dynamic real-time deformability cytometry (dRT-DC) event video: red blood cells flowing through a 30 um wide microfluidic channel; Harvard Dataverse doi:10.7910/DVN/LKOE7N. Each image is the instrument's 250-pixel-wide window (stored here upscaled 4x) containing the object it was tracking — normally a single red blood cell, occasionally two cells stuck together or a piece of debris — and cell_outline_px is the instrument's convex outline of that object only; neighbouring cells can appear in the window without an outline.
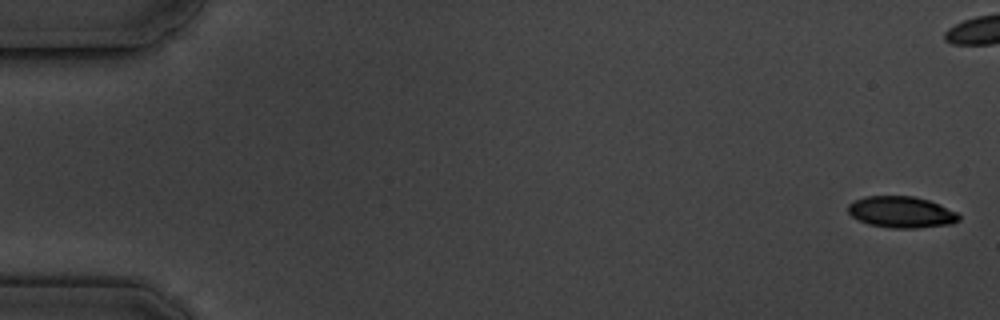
{"species": "common noctule bat (a hibernating species)", "species_latin": "Nyctalus noctula", "temperature_condition": "cold", "stored_images_in_passage": 18, "camera_frame_rate_fps": 3000, "um_per_image_px": 0.085, "animal": {"sex": "male", "body_mass_g": 19.5, "forearm_length_mm": 54.6}, "frame": {"image": 1, "passage_image": 1, "time_ms": 0.0, "image_size_px": [1000, 320], "cell_outline_px": [[960, 220], [952, 224], [920, 228], [892, 228], [868, 224], [852, 216], [848, 212], [848, 204], [864, 196], [912, 196], [928, 200], [956, 212], [960, 216]], "centroid_in_image_um": [76.61, 18.03], "position_along_channel_um": 8.4, "area_um2": 20.17}}
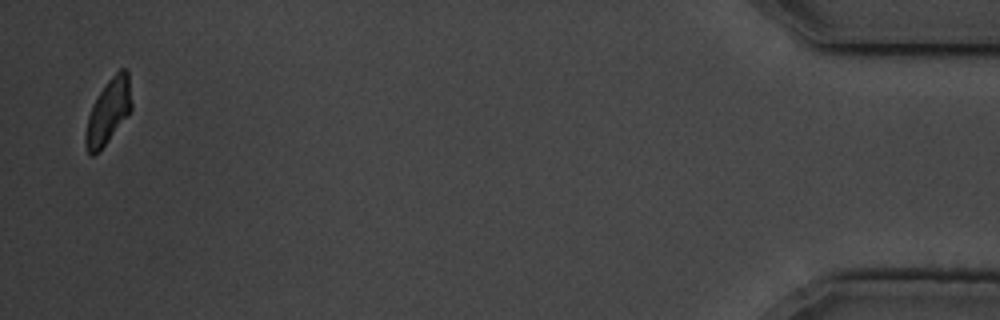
{"frame": {"image": 2, "passage_image": 18, "time_ms": 20.333, "image_size_px": [1000, 320], "cell_outline_px": [[132, 108], [128, 116], [100, 152], [92, 156], [88, 152], [84, 144], [84, 136], [88, 116], [92, 104], [104, 84], [120, 68], [124, 68], [128, 72], [132, 104]], "centroid_in_image_um": [9.2, 9.51], "position_along_channel_um": 426.0, "area_um2": 17.69}, "authors_computed_cell_mechanics": {"area_um2": 20.4323, "velocity_mm_per_s": 3.4524, "shape_relaxation_time_tau1_ms": null, "shape_relaxation_time_tau2_ms": 9.6742, "deformation_change_tau1": null, "deformation_change_tau2": 0.1155}}